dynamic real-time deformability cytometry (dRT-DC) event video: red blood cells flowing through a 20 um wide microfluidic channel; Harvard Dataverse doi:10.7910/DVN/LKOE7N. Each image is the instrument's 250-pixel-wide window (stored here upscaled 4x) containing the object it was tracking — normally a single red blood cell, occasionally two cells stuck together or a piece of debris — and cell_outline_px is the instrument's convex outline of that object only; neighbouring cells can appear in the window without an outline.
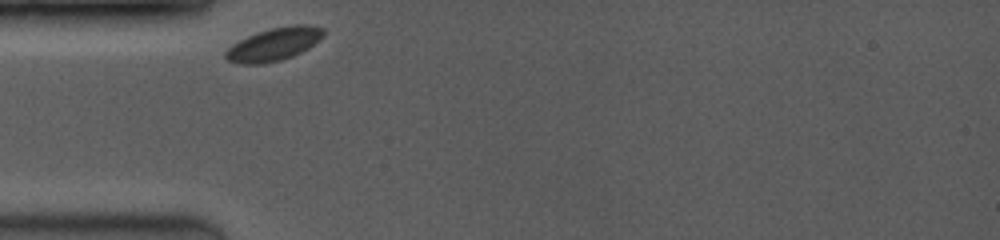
{"species": "common noctule bat (a hibernating species)", "species_latin": "Nyctalus noctula", "temperature_condition": "room temperature", "stored_images_in_passage": 38, "camera_frame_rate_fps": 3500, "um_per_image_px": 0.085, "animal": {"sex": "female", "body_mass_g": 19.0, "forearm_length_mm": 53.3}, "frame": {"image": 1, "passage_image": 1, "time_ms": 0.0, "image_size_px": [1000, 240], "cell_outline_px": [[324, 36], [320, 40], [308, 48], [292, 56], [280, 60], [264, 64], [240, 64], [228, 60], [224, 56], [224, 52], [232, 44], [256, 32], [272, 28], [292, 24], [304, 24], [324, 28]], "centroid_in_image_um": [23.29, 3.75], "position_along_channel_um": 61.7, "area_um2": 18.84}}
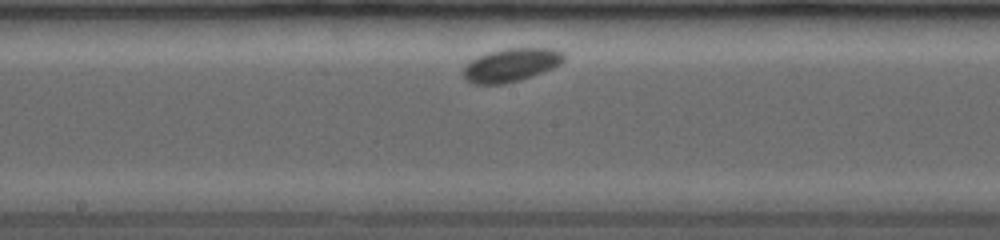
{"frame": {"image": 2, "passage_image": 21, "time_ms": 4.0, "image_size_px": [1000, 240], "cell_outline_px": [[564, 60], [560, 64], [552, 68], [532, 76], [520, 80], [504, 84], [472, 84], [464, 80], [464, 68], [472, 60], [488, 52], [504, 48], [552, 48], [564, 52]], "centroid_in_image_um": [43.46, 5.53], "position_along_channel_um": 204.7, "area_um2": 19.48}}
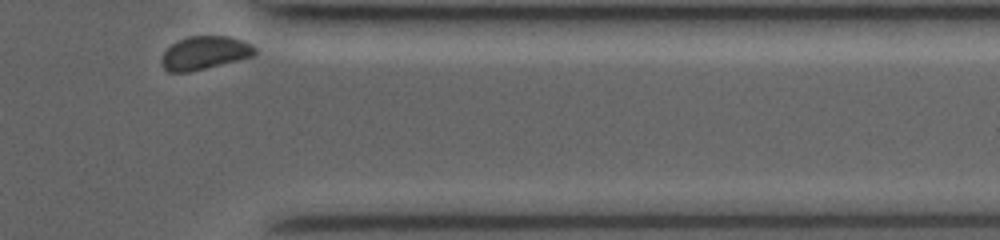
{"frame": {"image": 3, "passage_image": 38, "time_ms": 9.143, "image_size_px": [1000, 240], "cell_outline_px": [[256, 52], [252, 56], [188, 72], [168, 72], [160, 64], [164, 52], [172, 44], [188, 36], [228, 36], [244, 40], [252, 44], [256, 48]], "centroid_in_image_um": [17.39, 4.48], "position_along_channel_um": 394.0, "area_um2": 17.86}, "authors_computed_cell_mechanics": {"area_um2": 18.6694, "velocity_mm_per_s": 3.6328, "shape_relaxation_time_tau1_ms": 0.1472, "shape_relaxation_time_tau2_ms": null, "deformation_change_tau1": 0.0264, "deformation_change_tau2": null}}